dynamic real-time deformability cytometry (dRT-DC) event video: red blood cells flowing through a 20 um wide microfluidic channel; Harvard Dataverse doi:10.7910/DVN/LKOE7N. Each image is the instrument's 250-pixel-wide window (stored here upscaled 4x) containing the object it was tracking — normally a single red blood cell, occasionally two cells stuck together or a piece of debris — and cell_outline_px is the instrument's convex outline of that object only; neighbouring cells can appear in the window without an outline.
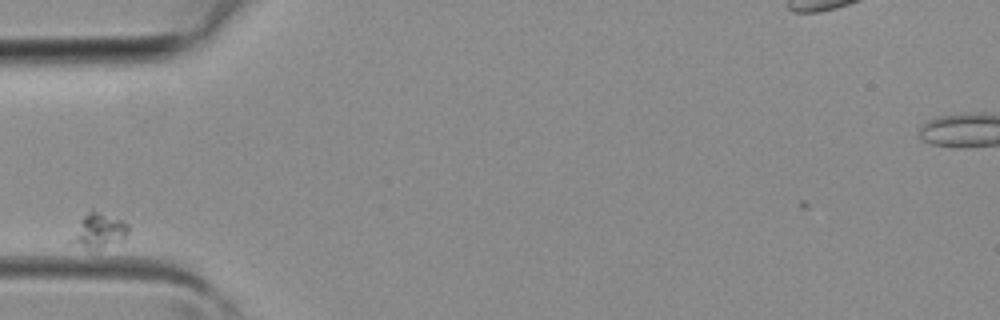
{"species": "common noctule bat (a hibernating species)", "species_latin": "Nyctalus noctula", "temperature_condition": "room temperature", "stored_images_in_passage": 4, "camera_frame_rate_fps": 3000, "um_per_image_px": 0.085, "animal": {"sex": "female", "body_mass_g": 19.3, "forearm_length_mm": 54.1}, "frame": {"image": 1, "passage_image": 1, "time_ms": 0.0, "image_size_px": [1000, 320], "cell_outline_px": [[128, 232], [124, 240], [96, 252], [92, 252], [64, 244], [80, 220], [92, 208], [124, 220], [128, 224]], "centroid_in_image_um": [8.31, 19.69], "position_along_channel_um": 76.7, "area_um2": 12.77}}
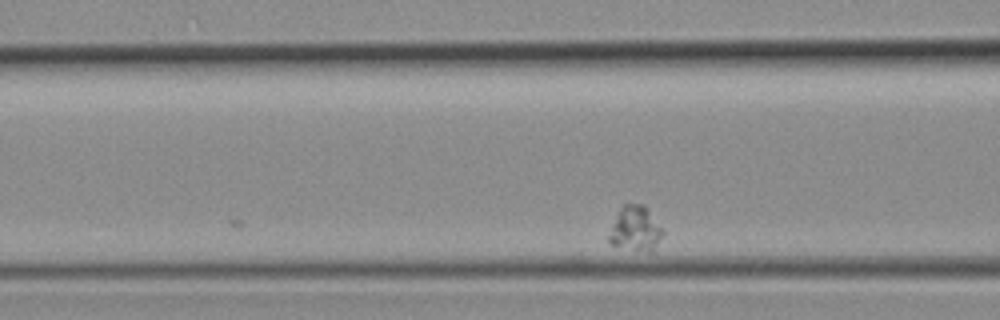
{"frame": {"image": 2, "passage_image": 4, "time_ms": 1.0, "image_size_px": [1000, 320], "cell_outline_px": [[664, 232], [652, 252], [636, 252], [612, 244], [608, 240], [608, 236], [612, 224], [620, 208], [624, 204], [644, 204], [664, 228]], "centroid_in_image_um": [54.04, 19.46], "position_along_channel_um": 112.6, "area_um2": 14.33}}